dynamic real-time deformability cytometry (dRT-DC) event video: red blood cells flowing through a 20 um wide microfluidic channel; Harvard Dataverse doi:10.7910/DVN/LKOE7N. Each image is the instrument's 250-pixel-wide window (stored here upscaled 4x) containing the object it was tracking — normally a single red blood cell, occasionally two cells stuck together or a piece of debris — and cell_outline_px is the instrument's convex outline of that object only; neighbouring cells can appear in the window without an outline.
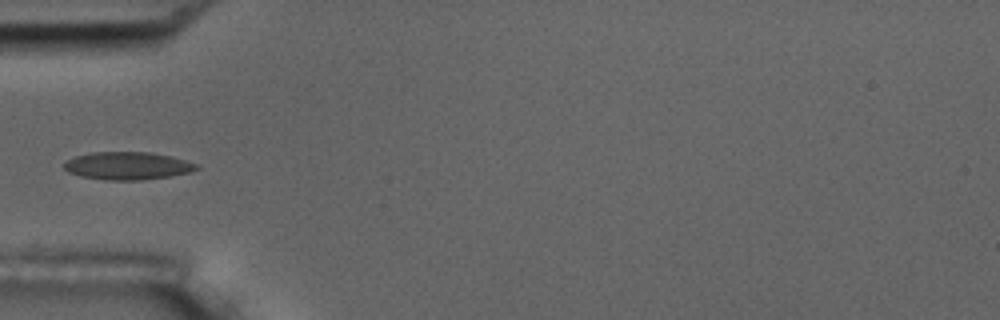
{"species": "common noctule bat (a hibernating species)", "species_latin": "Nyctalus noctula", "temperature_condition": "room temperature", "stored_images_in_passage": 38, "camera_frame_rate_fps": 3000, "um_per_image_px": 0.085, "animal": {"sex": "male", "body_mass_g": 17.5, "forearm_length_mm": 52.3}, "frame": {"image": 1, "passage_image": 1, "time_ms": 0.0, "image_size_px": [1000, 320], "cell_outline_px": [[200, 168], [192, 172], [172, 176], [140, 180], [108, 180], [80, 176], [68, 172], [64, 168], [64, 164], [68, 160], [76, 156], [92, 152], [148, 152], [168, 156], [200, 164]], "centroid_in_image_um": [10.88, 14.1], "position_along_channel_um": 74.1, "area_um2": 21.39}}